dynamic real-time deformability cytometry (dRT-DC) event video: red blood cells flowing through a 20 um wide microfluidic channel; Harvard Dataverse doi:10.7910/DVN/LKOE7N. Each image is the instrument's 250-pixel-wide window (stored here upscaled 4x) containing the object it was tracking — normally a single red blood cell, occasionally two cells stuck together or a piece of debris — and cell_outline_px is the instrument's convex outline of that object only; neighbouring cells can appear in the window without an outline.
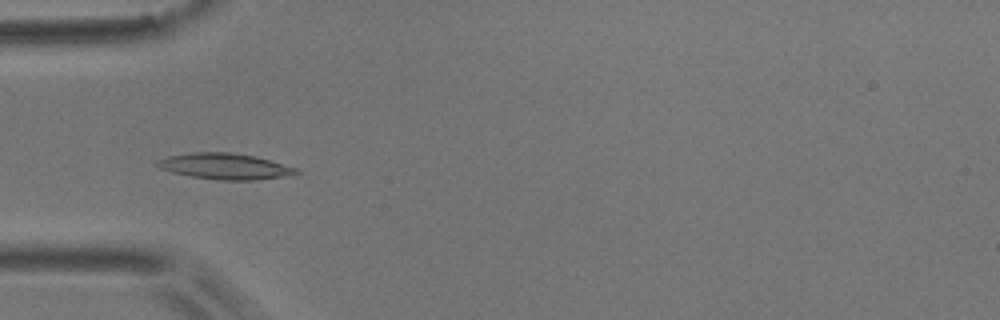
{"species": "common noctule bat (a hibernating species)", "species_latin": "Nyctalus noctula", "temperature_condition": "room temperature", "stored_images_in_passage": 9, "camera_frame_rate_fps": 3000, "um_per_image_px": 0.085, "animal": {"sex": "male", "body_mass_g": 17.9}, "frame": {"image": 1, "passage_image": 3, "time_ms": 2.333, "image_size_px": [1000, 320], "cell_outline_px": [[300, 172], [296, 176], [256, 180], [220, 180], [192, 176], [172, 172], [160, 168], [156, 164], [160, 160], [168, 156], [192, 152], [232, 152], [256, 156], [296, 168]], "centroid_in_image_um": [19.21, 14.14], "position_along_channel_um": 65.8, "area_um2": 21.1}}
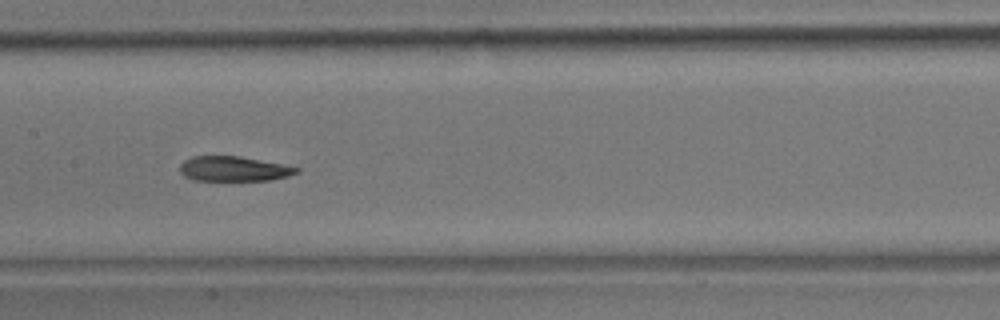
{"frame": {"image": 2, "passage_image": 6, "time_ms": 5.667, "image_size_px": [1000, 320], "cell_outline_px": [[300, 172], [288, 176], [272, 180], [192, 180], [184, 176], [180, 172], [180, 164], [184, 160], [192, 156], [240, 156], [300, 168]], "centroid_in_image_um": [19.85, 14.35], "position_along_channel_um": 187.6, "area_um2": 16.88}}
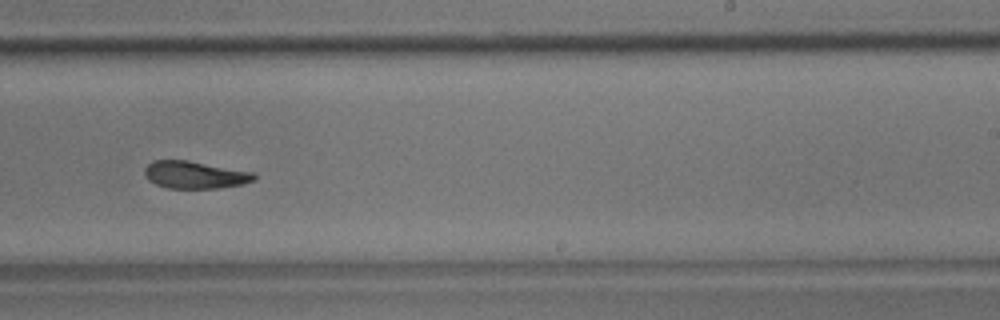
{"frame": {"image": 3, "passage_image": 8, "time_ms": 8.0, "image_size_px": [1000, 320], "cell_outline_px": [[256, 180], [244, 184], [216, 188], [168, 188], [156, 184], [148, 180], [144, 176], [144, 168], [152, 160], [188, 160], [256, 172]], "centroid_in_image_um": [16.58, 14.85], "position_along_channel_um": 272.4, "area_um2": 17.74}}